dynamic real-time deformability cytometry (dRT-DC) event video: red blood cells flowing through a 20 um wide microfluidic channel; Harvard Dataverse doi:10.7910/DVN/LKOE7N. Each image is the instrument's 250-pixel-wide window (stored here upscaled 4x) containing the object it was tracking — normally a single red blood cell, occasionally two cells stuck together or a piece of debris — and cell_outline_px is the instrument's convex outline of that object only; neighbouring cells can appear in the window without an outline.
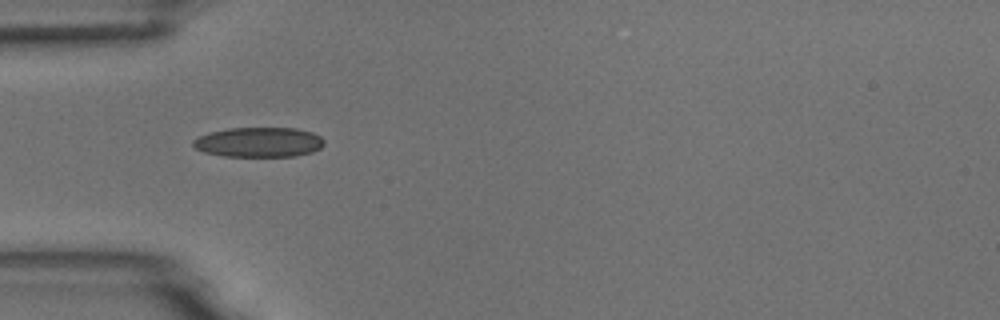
{"species": "common noctule bat (a hibernating species)", "species_latin": "Nyctalus noctula", "temperature_condition": "room temperature", "stored_images_in_passage": 2, "camera_frame_rate_fps": 3000, "um_per_image_px": 0.085, "animal": {"sex": "male", "body_mass_g": 18.8}, "frame": {"image": 1, "passage_image": 2, "time_ms": 0.333, "image_size_px": [1000, 320], "cell_outline_px": [[324, 144], [320, 148], [312, 152], [296, 156], [224, 156], [204, 152], [196, 148], [192, 144], [192, 140], [208, 132], [228, 128], [296, 128], [312, 132], [320, 136], [324, 140]], "centroid_in_image_um": [22.0, 12.08], "position_along_channel_um": 63.0, "area_um2": 22.83}}